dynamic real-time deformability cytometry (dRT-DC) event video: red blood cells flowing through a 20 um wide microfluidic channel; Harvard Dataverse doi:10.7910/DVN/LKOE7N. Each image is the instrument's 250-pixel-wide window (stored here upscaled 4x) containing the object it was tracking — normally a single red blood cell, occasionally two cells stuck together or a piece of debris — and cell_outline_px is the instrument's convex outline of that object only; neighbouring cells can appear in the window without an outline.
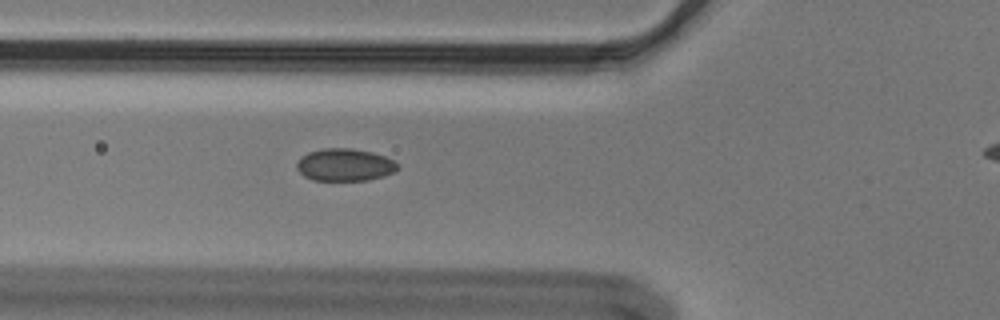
{"species": "Egyptian fruit bat (a non-hibernating species)", "species_latin": "Rousettus aegyptiacus", "temperature_condition": "cold", "stored_images_in_passage": 34, "camera_frame_rate_fps": 3000, "um_per_image_px": 0.085, "animal": {"sex": "male"}, "frame": {"image": 1, "passage_image": 4, "time_ms": 1.0, "image_size_px": [1000, 320], "cell_outline_px": [[400, 168], [384, 176], [368, 180], [312, 180], [304, 176], [296, 168], [296, 164], [300, 156], [308, 152], [324, 148], [352, 148], [372, 152], [384, 156], [392, 160]], "centroid_in_image_um": [29.27, 14.0], "position_along_channel_um": 96.5, "area_um2": 19.07}}
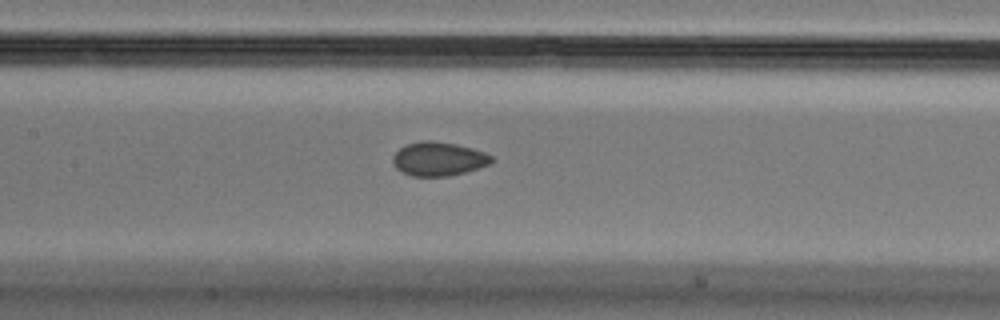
{"frame": {"image": 2, "passage_image": 10, "time_ms": 3.0, "image_size_px": [1000, 320], "cell_outline_px": [[496, 160], [492, 164], [464, 172], [448, 176], [412, 176], [396, 168], [392, 160], [392, 156], [400, 148], [408, 144], [424, 140], [432, 140], [456, 144], [472, 148], [484, 152], [492, 156]], "centroid_in_image_um": [37.31, 13.5], "position_along_channel_um": 170.1, "area_um2": 19.48}}
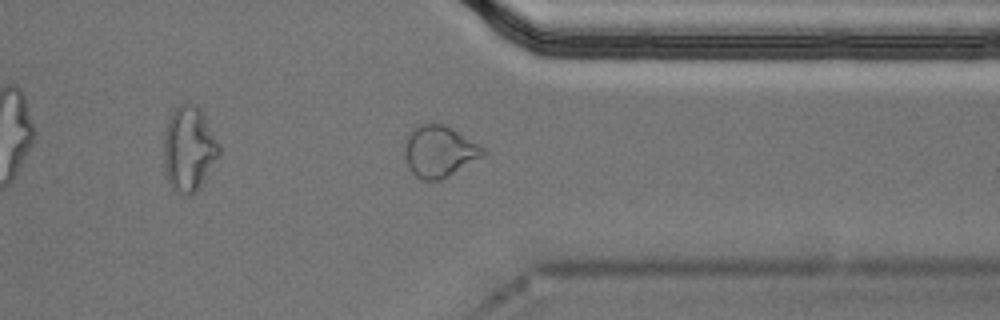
{"frame": {"image": 3, "passage_image": 27, "time_ms": 8.667, "image_size_px": [1000, 320], "cell_outline_px": [[488, 152], [484, 156], [448, 176], [440, 180], [420, 180], [412, 172], [404, 156], [404, 136], [416, 124], [444, 124], [452, 128], [480, 144]], "centroid_in_image_um": [37.32, 12.84], "position_along_channel_um": 374.1, "area_um2": 23.87}}